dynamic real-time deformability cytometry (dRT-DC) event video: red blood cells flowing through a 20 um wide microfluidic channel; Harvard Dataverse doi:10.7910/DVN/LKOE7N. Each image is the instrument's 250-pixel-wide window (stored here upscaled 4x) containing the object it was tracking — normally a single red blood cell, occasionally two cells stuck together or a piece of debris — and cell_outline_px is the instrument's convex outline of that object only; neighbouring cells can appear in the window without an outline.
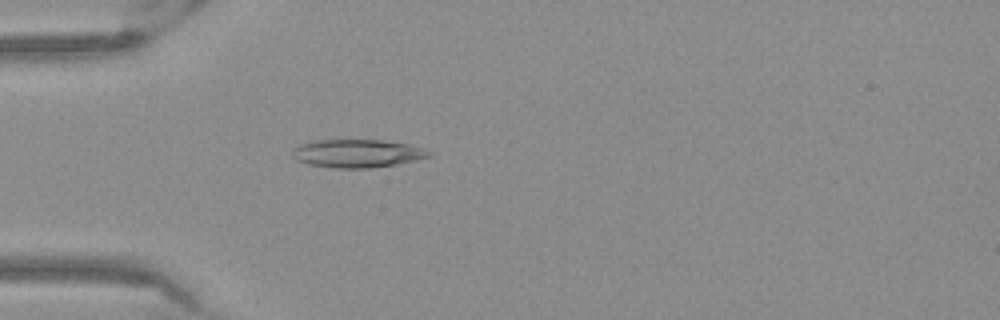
{"species": "Egyptian fruit bat (a non-hibernating species)", "species_latin": "Rousettus aegyptiacus", "temperature_condition": "warm", "stored_images_in_passage": 35, "camera_frame_rate_fps": 3000, "um_per_image_px": 0.085, "frame": {"image": 1, "passage_image": 5, "time_ms": 1.333, "image_size_px": [1000, 320], "cell_outline_px": [[432, 152], [428, 156], [416, 160], [396, 164], [372, 168], [336, 168], [308, 164], [296, 160], [292, 156], [292, 148], [300, 144], [316, 140], [384, 140], [408, 144], [424, 148]], "centroid_in_image_um": [30.35, 13.04], "position_along_channel_um": 54.7, "area_um2": 22.43}}
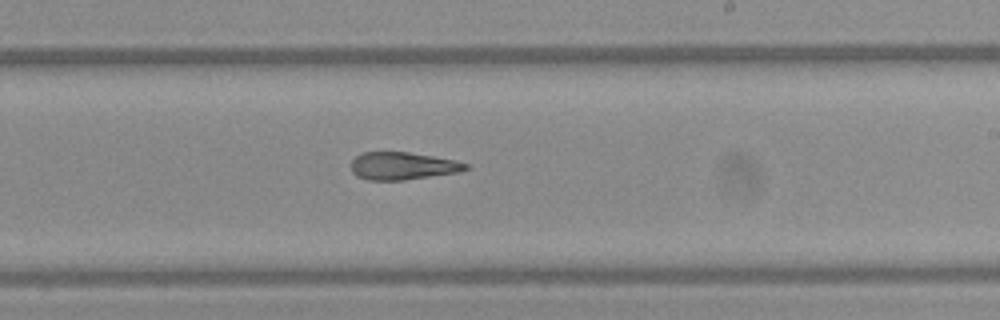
{"frame": {"image": 2, "passage_image": 21, "time_ms": 6.667, "image_size_px": [1000, 320], "cell_outline_px": [[472, 168], [460, 172], [404, 180], [368, 180], [356, 176], [352, 172], [352, 160], [356, 156], [364, 152], [408, 152], [432, 156], [452, 160], [468, 164]], "centroid_in_image_um": [34.23, 14.11], "position_along_channel_um": 254.8, "area_um2": 18.38}}
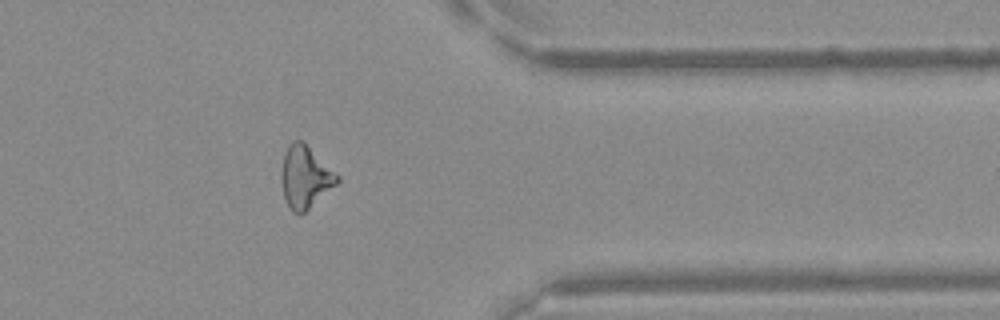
{"frame": {"image": 3, "passage_image": 32, "time_ms": 10.333, "image_size_px": [1000, 320], "cell_outline_px": [[340, 180], [336, 184], [300, 216], [292, 212], [284, 196], [280, 180], [280, 176], [284, 152], [288, 144], [292, 140], [304, 140], [340, 176]], "centroid_in_image_um": [25.92, 15.0], "position_along_channel_um": 385.5, "area_um2": 20.52}}